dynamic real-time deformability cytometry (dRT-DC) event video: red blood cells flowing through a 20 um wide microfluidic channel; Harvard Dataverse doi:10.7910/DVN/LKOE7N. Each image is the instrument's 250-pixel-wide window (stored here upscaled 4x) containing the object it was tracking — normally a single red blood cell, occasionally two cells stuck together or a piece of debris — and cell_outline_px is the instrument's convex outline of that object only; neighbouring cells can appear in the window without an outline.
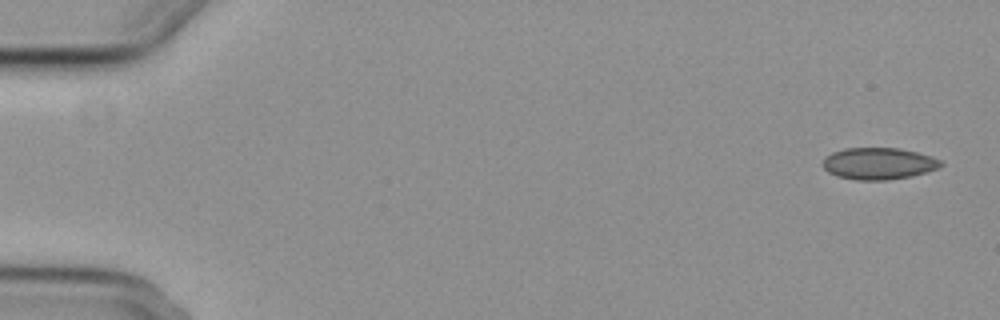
{"species": "common noctule bat (a hibernating species)", "species_latin": "Nyctalus noctula", "temperature_condition": "cold", "stored_images_in_passage": 6, "camera_frame_rate_fps": 3000, "um_per_image_px": 0.085, "animal": {"sex": "female", "body_mass_g": 29.2, "forearm_length_mm": 56.3}, "frame": {"image": 1, "passage_image": 1, "time_ms": 0.0, "image_size_px": [1000, 320], "cell_outline_px": [[944, 164], [936, 168], [912, 176], [884, 180], [856, 180], [836, 176], [828, 172], [824, 168], [824, 160], [832, 152], [844, 148], [900, 148], [932, 156], [940, 160]], "centroid_in_image_um": [74.68, 13.9], "position_along_channel_um": 10.3, "area_um2": 21.68}}
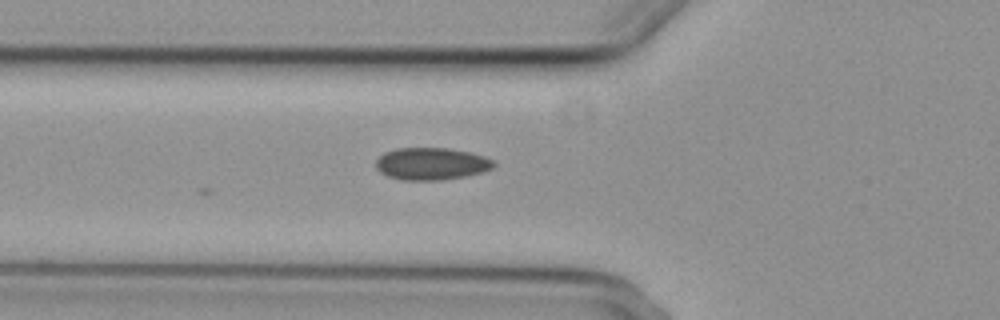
{"frame": {"image": 2, "passage_image": 6, "time_ms": 6.0, "image_size_px": [1000, 320], "cell_outline_px": [[496, 164], [492, 168], [484, 172], [444, 180], [400, 180], [388, 176], [380, 172], [376, 168], [376, 160], [384, 152], [396, 148], [448, 148], [472, 152], [484, 156], [492, 160]], "centroid_in_image_um": [36.67, 13.92], "position_along_channel_um": 89.1, "area_um2": 22.31}}